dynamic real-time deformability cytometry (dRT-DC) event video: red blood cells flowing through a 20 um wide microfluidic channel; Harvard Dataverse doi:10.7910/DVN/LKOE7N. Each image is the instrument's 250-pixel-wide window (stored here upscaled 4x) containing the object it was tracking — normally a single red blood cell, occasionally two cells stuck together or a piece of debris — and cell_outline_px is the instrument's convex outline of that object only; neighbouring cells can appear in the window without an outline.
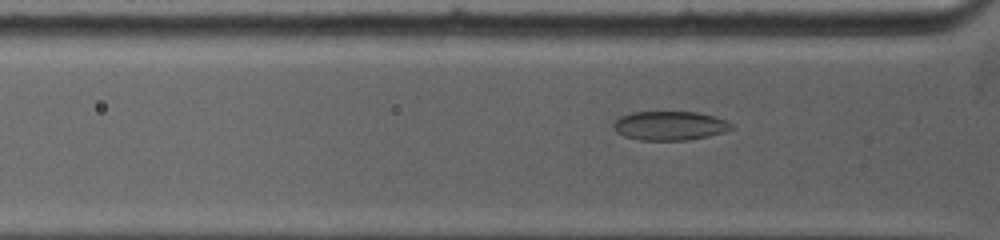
{"species": "common noctule bat (a hibernating species)", "species_latin": "Nyctalus noctula", "temperature_condition": "warm", "stored_images_in_passage": 55, "camera_frame_rate_fps": 5000, "um_per_image_px": 0.085, "animal": {"sex": "female", "body_mass_g": 19.0, "forearm_length_mm": 53.3}, "frame": {"image": 1, "passage_image": 13, "time_ms": 2.8, "image_size_px": [1000, 240], "cell_outline_px": [[736, 128], [724, 132], [708, 136], [688, 140], [640, 140], [624, 136], [616, 132], [612, 124], [620, 116], [632, 112], [696, 112], [712, 116], [724, 120], [732, 124]], "centroid_in_image_um": [56.92, 10.69], "position_along_channel_um": 68.9, "area_um2": 19.94}}
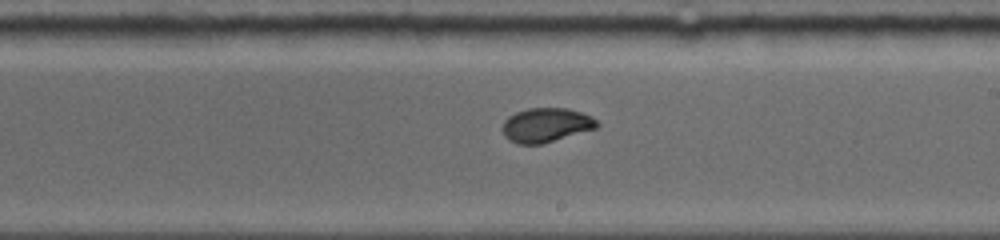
{"frame": {"image": 2, "passage_image": 30, "time_ms": 7.2, "image_size_px": [1000, 240], "cell_outline_px": [[600, 124], [596, 128], [544, 144], [516, 144], [508, 140], [504, 136], [500, 128], [504, 120], [508, 116], [516, 112], [528, 108], [568, 108], [592, 116]], "centroid_in_image_um": [46.38, 10.64], "position_along_channel_um": 242.6, "area_um2": 19.19}}
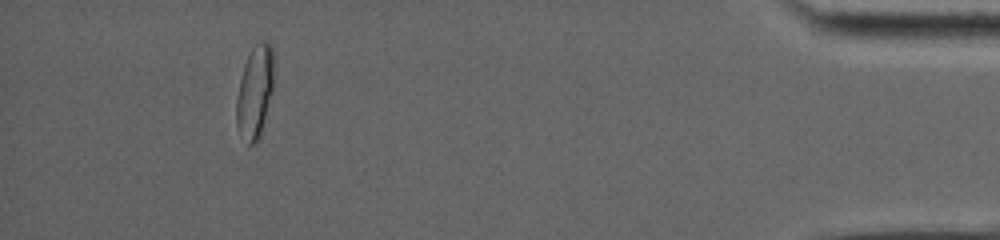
{"frame": {"image": 3, "passage_image": 49, "time_ms": 13.6, "image_size_px": [1000, 240], "cell_outline_px": [[272, 92], [260, 136], [252, 144], [248, 144], [236, 124], [236, 100], [240, 80], [244, 64], [252, 48], [260, 40], [268, 40], [272, 44]], "centroid_in_image_um": [21.66, 7.76], "position_along_channel_um": 413.5, "area_um2": 19.77}, "authors_computed_cell_mechanics": {"area_um2": 19.3052, "velocity_mm_per_s": 3.947, "shape_relaxation_time_tau1_ms": 7.253, "shape_relaxation_time_tau2_ms": null, "deformation_change_tau1": 0.2013, "deformation_change_tau2": null}}